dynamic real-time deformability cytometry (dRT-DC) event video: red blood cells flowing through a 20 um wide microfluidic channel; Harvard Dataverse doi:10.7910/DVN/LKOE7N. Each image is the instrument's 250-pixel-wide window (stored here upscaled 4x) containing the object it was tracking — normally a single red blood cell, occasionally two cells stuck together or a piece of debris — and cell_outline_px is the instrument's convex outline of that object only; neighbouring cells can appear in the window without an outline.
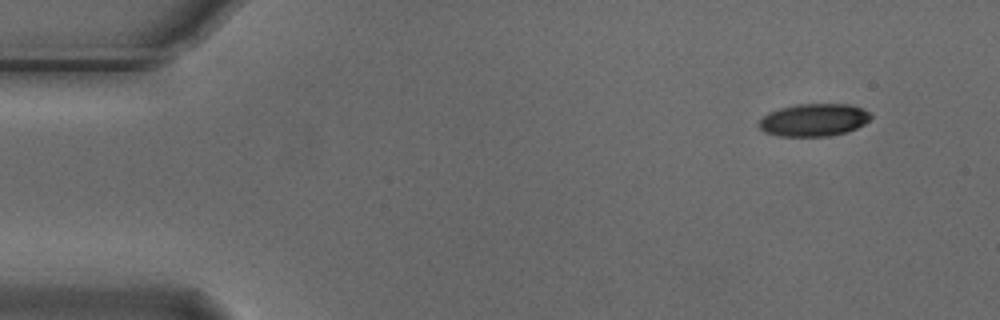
{"species": "Egyptian fruit bat (a non-hibernating species)", "species_latin": "Rousettus aegyptiacus", "temperature_condition": "cold", "stored_images_in_passage": 4, "camera_frame_rate_fps": 3000, "um_per_image_px": 0.085, "animal": {"sex": "male"}, "frame": {"image": 1, "passage_image": 1, "time_ms": 0.0, "image_size_px": [1000, 320], "cell_outline_px": [[872, 116], [864, 124], [848, 132], [828, 136], [780, 136], [764, 132], [756, 124], [768, 112], [780, 108], [796, 104], [848, 104], [864, 108]], "centroid_in_image_um": [69.16, 10.19], "position_along_channel_um": 15.8, "area_um2": 21.33}}
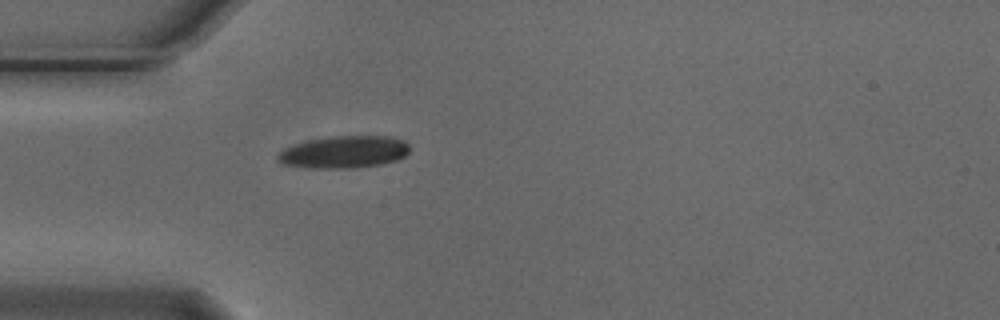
{"frame": {"image": 2, "passage_image": 4, "time_ms": 1.0, "image_size_px": [1000, 320], "cell_outline_px": [[408, 152], [404, 156], [396, 160], [380, 164], [356, 168], [308, 168], [284, 164], [276, 160], [276, 156], [284, 148], [292, 144], [308, 140], [328, 136], [392, 136], [404, 140], [408, 144]], "centroid_in_image_um": [29.21, 12.91], "position_along_channel_um": 55.8, "area_um2": 24.97}}